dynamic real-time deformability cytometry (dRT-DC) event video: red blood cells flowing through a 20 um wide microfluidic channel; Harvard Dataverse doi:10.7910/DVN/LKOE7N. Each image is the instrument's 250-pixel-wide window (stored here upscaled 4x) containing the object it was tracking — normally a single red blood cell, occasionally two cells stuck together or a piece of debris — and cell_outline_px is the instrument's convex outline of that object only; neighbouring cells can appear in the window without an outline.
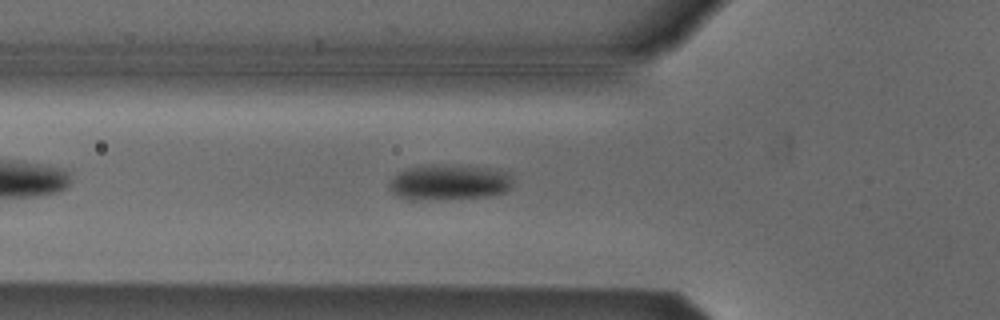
{"species": "Egyptian fruit bat (a non-hibernating species)", "species_latin": "Rousettus aegyptiacus", "temperature_condition": "cold", "stored_images_in_passage": 35, "camera_frame_rate_fps": 3000, "um_per_image_px": 0.085, "animal": {"sex": "male"}, "frame": {"image": 1, "passage_image": 7, "time_ms": 2.0, "image_size_px": [1000, 320], "cell_outline_px": [[512, 188], [504, 192], [492, 196], [428, 200], [408, 200], [396, 196], [388, 188], [388, 184], [400, 172], [408, 168], [428, 164], [488, 168], [508, 172], [512, 176]], "centroid_in_image_um": [38.18, 15.52], "position_along_channel_um": 87.6, "area_um2": 25.72}}
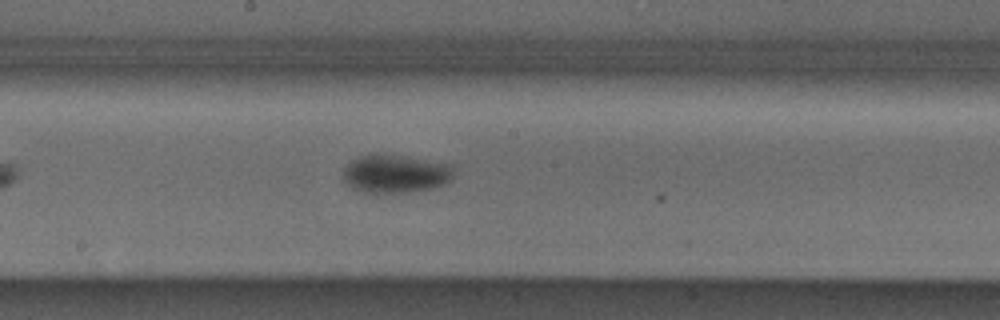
{"frame": {"image": 2, "passage_image": 17, "time_ms": 5.333, "image_size_px": [1000, 320], "cell_outline_px": [[452, 180], [444, 184], [432, 188], [408, 192], [364, 192], [352, 188], [344, 180], [344, 168], [352, 160], [360, 156], [376, 152], [404, 156], [452, 164]], "centroid_in_image_um": [33.61, 14.75], "position_along_channel_um": 214.6, "area_um2": 24.68}}
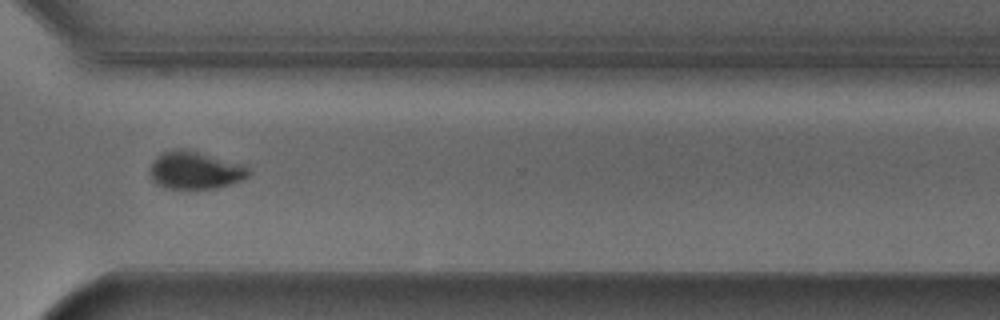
{"frame": {"image": 3, "passage_image": 28, "time_ms": 9.0, "image_size_px": [1000, 320], "cell_outline_px": [[252, 172], [244, 180], [232, 184], [216, 188], [164, 188], [156, 184], [152, 180], [148, 172], [148, 168], [152, 160], [156, 156], [164, 152], [176, 148], [188, 148], [248, 164]], "centroid_in_image_um": [16.63, 14.44], "position_along_channel_um": 354.0, "area_um2": 22.66}}